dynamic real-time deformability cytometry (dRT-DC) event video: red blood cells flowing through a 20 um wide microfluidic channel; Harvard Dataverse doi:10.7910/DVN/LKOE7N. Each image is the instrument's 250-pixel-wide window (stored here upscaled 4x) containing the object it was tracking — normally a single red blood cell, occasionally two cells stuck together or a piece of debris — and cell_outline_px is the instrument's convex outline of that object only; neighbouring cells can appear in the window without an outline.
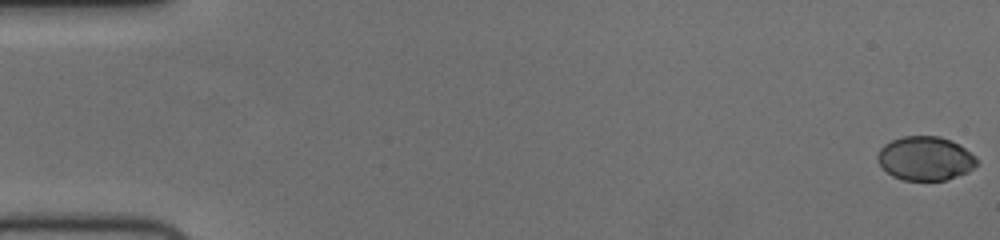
{"species": "human", "species_latin": "Homo sapiens", "temperature_condition": "cold", "stored_images_in_passage": 57, "camera_frame_rate_fps": 3000, "um_per_image_px": 0.085, "donor": {"sex": "female"}, "frame": {"image": 1, "passage_image": 1, "time_ms": 0.0, "image_size_px": [1000, 240], "cell_outline_px": [[976, 164], [968, 172], [944, 180], [904, 180], [892, 176], [876, 160], [876, 156], [880, 148], [884, 144], [892, 140], [904, 136], [940, 136], [952, 140], [976, 156]], "centroid_in_image_um": [78.63, 13.46], "position_along_channel_um": 6.4, "area_um2": 25.32}}
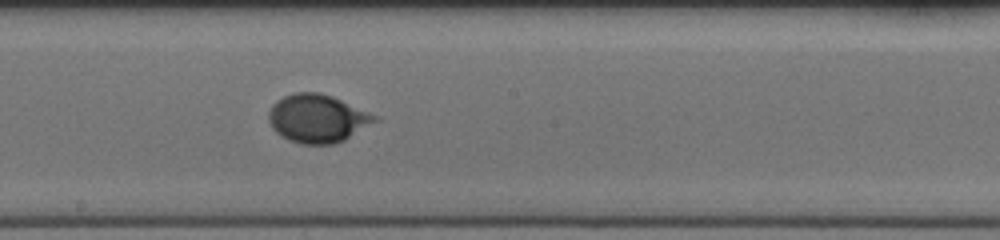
{"frame": {"image": 2, "passage_image": 32, "time_ms": 10.333, "image_size_px": [1000, 240], "cell_outline_px": [[380, 120], [344, 140], [332, 144], [300, 144], [288, 140], [280, 136], [272, 128], [268, 120], [268, 112], [272, 104], [276, 100], [284, 96], [296, 92], [320, 92], [332, 96], [376, 116]], "centroid_in_image_um": [26.94, 10.07], "position_along_channel_um": 221.3, "area_um2": 29.82}}
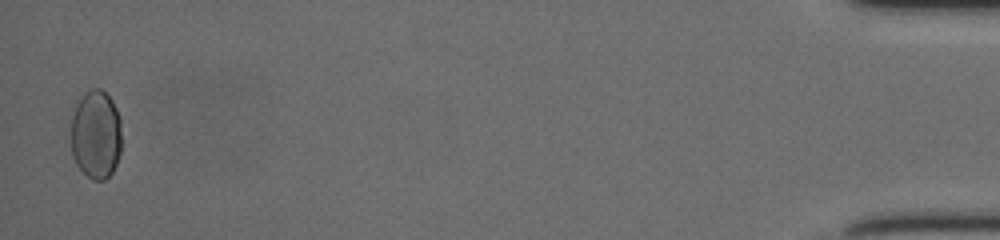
{"frame": {"image": 3, "passage_image": 56, "time_ms": 18.333, "image_size_px": [1000, 240], "cell_outline_px": [[120, 156], [112, 172], [104, 180], [92, 180], [76, 164], [72, 156], [72, 116], [76, 104], [84, 92], [92, 88], [100, 88], [112, 100], [120, 116]], "centroid_in_image_um": [8.16, 11.42], "position_along_channel_um": 427.0, "area_um2": 26.24}, "authors_computed_cell_mechanics": {"area_um2": 27.3394, "velocity_mm_per_s": 3.7217, "shape_relaxation_time_tau1_ms": 4.4574, "shape_relaxation_time_tau2_ms": 6.9165, "deformation_change_tau1": 0.1229, "deformation_change_tau2": null}}